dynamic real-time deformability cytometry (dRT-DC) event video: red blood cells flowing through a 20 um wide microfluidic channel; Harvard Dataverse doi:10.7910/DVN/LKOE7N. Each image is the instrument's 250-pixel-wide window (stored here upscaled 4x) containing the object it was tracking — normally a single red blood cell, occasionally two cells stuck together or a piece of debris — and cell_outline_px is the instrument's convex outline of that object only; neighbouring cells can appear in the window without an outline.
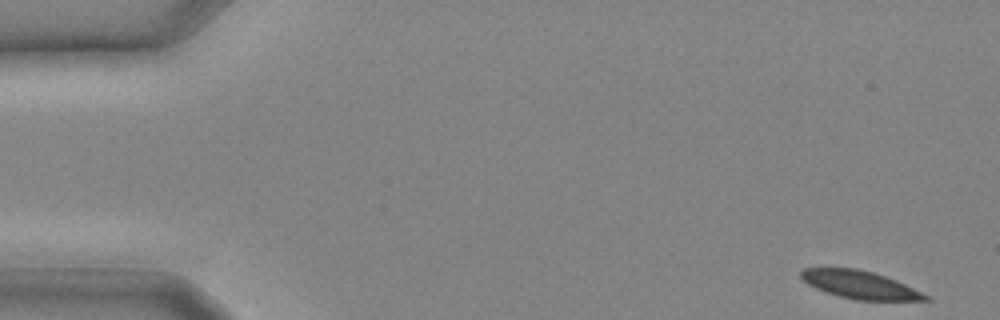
{"species": "common noctule bat (a hibernating species)", "species_latin": "Nyctalus noctula", "temperature_condition": "cold", "stored_images_in_passage": 15, "camera_frame_rate_fps": 3000, "um_per_image_px": 0.085, "animal": {"sex": "male", "body_mass_g": 20.4}, "frame": {"image": 1, "passage_image": 1, "time_ms": 0.0, "image_size_px": [1000, 320], "cell_outline_px": [[932, 300], [856, 300], [824, 292], [808, 284], [800, 276], [800, 272], [804, 268], [856, 268], [872, 272], [896, 280], [928, 296]], "centroid_in_image_um": [73.05, 24.2], "position_along_channel_um": 11.9, "area_um2": 19.88}}
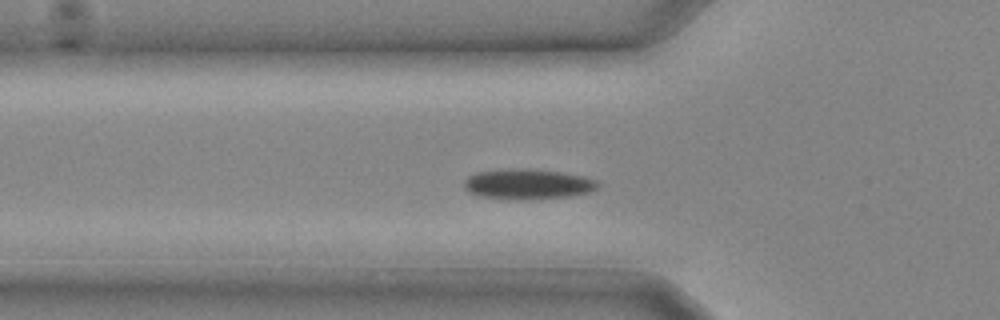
{"frame": {"image": 2, "passage_image": 9, "time_ms": 2.667, "image_size_px": [1000, 320], "cell_outline_px": [[600, 184], [596, 188], [588, 192], [568, 196], [480, 196], [468, 192], [464, 188], [464, 180], [468, 176], [476, 172], [508, 168], [528, 168], [560, 172], [584, 176], [596, 180]], "centroid_in_image_um": [44.84, 15.57], "position_along_channel_um": 81.0, "area_um2": 22.37}}
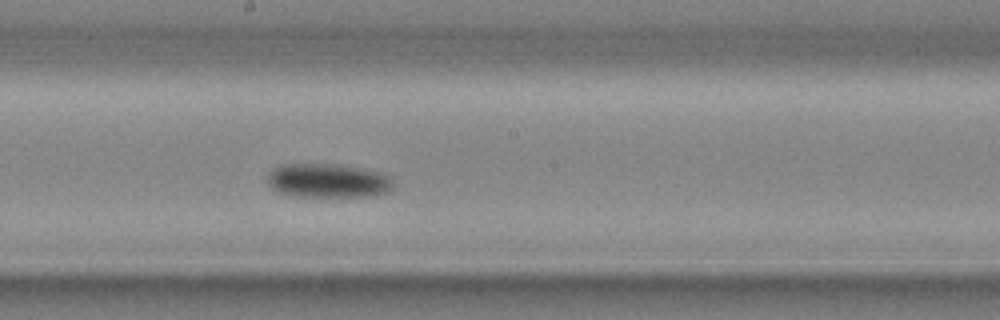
{"frame": {"image": 3, "passage_image": 15, "time_ms": 4.667, "image_size_px": [1000, 320], "cell_outline_px": [[392, 188], [388, 192], [372, 196], [296, 196], [280, 192], [272, 188], [268, 184], [268, 172], [272, 168], [280, 164], [340, 164], [384, 172], [392, 176]], "centroid_in_image_um": [27.91, 15.34], "position_along_channel_um": 220.3, "area_um2": 25.26}}